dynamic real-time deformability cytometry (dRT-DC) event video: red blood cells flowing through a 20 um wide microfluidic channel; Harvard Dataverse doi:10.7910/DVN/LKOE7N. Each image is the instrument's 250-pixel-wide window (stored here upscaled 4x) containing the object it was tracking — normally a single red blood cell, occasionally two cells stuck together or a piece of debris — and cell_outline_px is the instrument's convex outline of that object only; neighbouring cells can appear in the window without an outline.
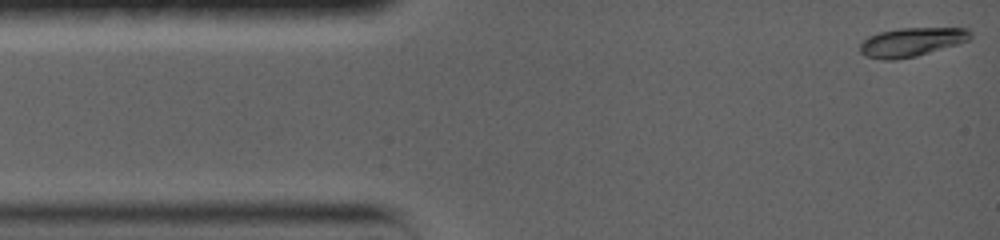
{"species": "common noctule bat (a hibernating species)", "species_latin": "Nyctalus noctula", "temperature_condition": "warm", "stored_images_in_passage": 4, "camera_frame_rate_fps": 5000, "um_per_image_px": 0.085, "animal": {"sex": "female", "body_mass_g": 19.0, "forearm_length_mm": 56.7}, "frame": {"image": 1, "passage_image": 1, "time_ms": 0.0, "image_size_px": [1000, 240], "cell_outline_px": [[972, 36], [968, 40], [956, 44], [916, 56], [896, 60], [884, 60], [868, 56], [860, 52], [860, 44], [868, 36], [880, 32], [900, 28], [968, 28], [972, 32]], "centroid_in_image_um": [77.48, 3.57], "position_along_channel_um": 7.5, "area_um2": 18.38}}
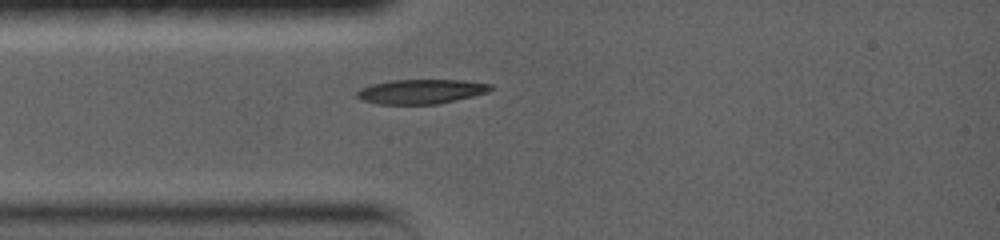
{"frame": {"image": 2, "passage_image": 4, "time_ms": 3.2, "image_size_px": [1000, 240], "cell_outline_px": [[492, 88], [488, 92], [456, 100], [436, 104], [380, 104], [364, 100], [356, 96], [356, 92], [360, 88], [372, 84], [392, 80], [464, 80], [492, 84]], "centroid_in_image_um": [35.8, 7.77], "position_along_channel_um": 49.2, "area_um2": 18.96}}